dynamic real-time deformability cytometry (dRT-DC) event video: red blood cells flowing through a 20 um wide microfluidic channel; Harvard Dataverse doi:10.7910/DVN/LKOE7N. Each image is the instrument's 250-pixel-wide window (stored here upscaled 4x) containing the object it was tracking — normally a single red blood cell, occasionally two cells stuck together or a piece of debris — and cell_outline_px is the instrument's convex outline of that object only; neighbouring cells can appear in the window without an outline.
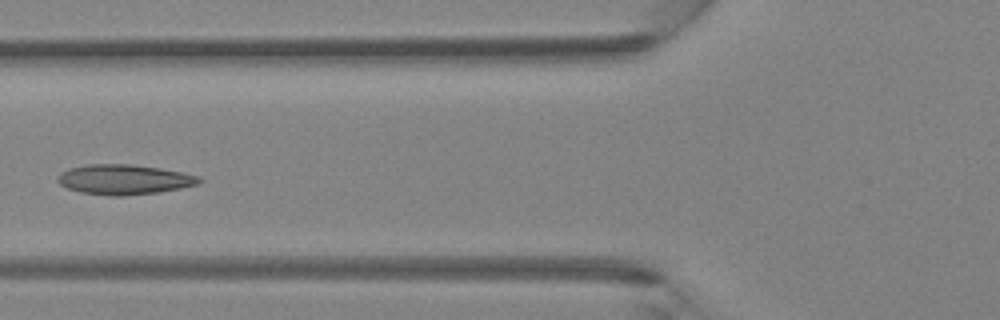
{"species": "Egyptian fruit bat (a non-hibernating species)", "species_latin": "Rousettus aegyptiacus", "temperature_condition": "room temperature", "stored_images_in_passage": 6, "camera_frame_rate_fps": 3000, "um_per_image_px": 0.085, "animal": {"sex": "female"}, "frame": {"image": 1, "passage_image": 6, "time_ms": 1.667, "image_size_px": [1000, 320], "cell_outline_px": [[204, 180], [200, 184], [180, 188], [156, 192], [124, 196], [112, 196], [80, 192], [68, 188], [60, 184], [56, 180], [56, 176], [60, 172], [68, 168], [88, 164], [132, 164], [160, 168], [184, 172], [200, 176]], "centroid_in_image_um": [10.56, 15.25], "position_along_channel_um": 115.2, "area_um2": 24.97}}